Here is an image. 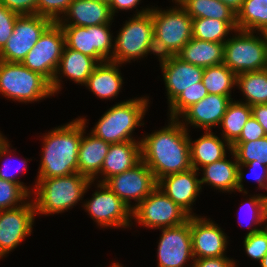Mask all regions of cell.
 <instances>
[{"mask_svg": "<svg viewBox=\"0 0 267 267\" xmlns=\"http://www.w3.org/2000/svg\"><path fill=\"white\" fill-rule=\"evenodd\" d=\"M198 175L194 168L167 175L158 181V188L190 216H195L192 206L202 191Z\"/></svg>", "mask_w": 267, "mask_h": 267, "instance_id": "obj_20", "label": "cell"}, {"mask_svg": "<svg viewBox=\"0 0 267 267\" xmlns=\"http://www.w3.org/2000/svg\"><path fill=\"white\" fill-rule=\"evenodd\" d=\"M154 49L158 59L176 56L192 39V18L179 5L162 9L153 6Z\"/></svg>", "mask_w": 267, "mask_h": 267, "instance_id": "obj_6", "label": "cell"}, {"mask_svg": "<svg viewBox=\"0 0 267 267\" xmlns=\"http://www.w3.org/2000/svg\"><path fill=\"white\" fill-rule=\"evenodd\" d=\"M190 215L158 187L132 210V220L142 227L161 229L187 222Z\"/></svg>", "mask_w": 267, "mask_h": 267, "instance_id": "obj_9", "label": "cell"}, {"mask_svg": "<svg viewBox=\"0 0 267 267\" xmlns=\"http://www.w3.org/2000/svg\"><path fill=\"white\" fill-rule=\"evenodd\" d=\"M151 7L136 9L114 37V50L112 62L119 64L138 61L148 56L155 55L153 19Z\"/></svg>", "mask_w": 267, "mask_h": 267, "instance_id": "obj_5", "label": "cell"}, {"mask_svg": "<svg viewBox=\"0 0 267 267\" xmlns=\"http://www.w3.org/2000/svg\"><path fill=\"white\" fill-rule=\"evenodd\" d=\"M185 1H186V0H174V1L172 0L173 3H175L176 5H179V6H180L181 4H183Z\"/></svg>", "mask_w": 267, "mask_h": 267, "instance_id": "obj_52", "label": "cell"}, {"mask_svg": "<svg viewBox=\"0 0 267 267\" xmlns=\"http://www.w3.org/2000/svg\"><path fill=\"white\" fill-rule=\"evenodd\" d=\"M202 83L208 94L231 96V90L237 84V74L223 63L210 66L204 68Z\"/></svg>", "mask_w": 267, "mask_h": 267, "instance_id": "obj_33", "label": "cell"}, {"mask_svg": "<svg viewBox=\"0 0 267 267\" xmlns=\"http://www.w3.org/2000/svg\"><path fill=\"white\" fill-rule=\"evenodd\" d=\"M263 70L267 73V55H266L265 67Z\"/></svg>", "mask_w": 267, "mask_h": 267, "instance_id": "obj_54", "label": "cell"}, {"mask_svg": "<svg viewBox=\"0 0 267 267\" xmlns=\"http://www.w3.org/2000/svg\"><path fill=\"white\" fill-rule=\"evenodd\" d=\"M251 115L258 121L267 136V104L251 106Z\"/></svg>", "mask_w": 267, "mask_h": 267, "instance_id": "obj_48", "label": "cell"}, {"mask_svg": "<svg viewBox=\"0 0 267 267\" xmlns=\"http://www.w3.org/2000/svg\"><path fill=\"white\" fill-rule=\"evenodd\" d=\"M245 168L250 171L246 172L244 170ZM245 172L254 178L253 180H255L256 183L258 184L257 189L267 190V166L264 163H261L260 161H251L247 164H239L237 192L244 193V195L246 196L248 194V191L245 190L244 185H243V180L247 178L245 177V174H246Z\"/></svg>", "mask_w": 267, "mask_h": 267, "instance_id": "obj_40", "label": "cell"}, {"mask_svg": "<svg viewBox=\"0 0 267 267\" xmlns=\"http://www.w3.org/2000/svg\"><path fill=\"white\" fill-rule=\"evenodd\" d=\"M251 116V106L239 100H232L219 125L222 130L221 137L232 145L242 132L245 123Z\"/></svg>", "mask_w": 267, "mask_h": 267, "instance_id": "obj_31", "label": "cell"}, {"mask_svg": "<svg viewBox=\"0 0 267 267\" xmlns=\"http://www.w3.org/2000/svg\"><path fill=\"white\" fill-rule=\"evenodd\" d=\"M31 197L21 185L0 178V210L22 206Z\"/></svg>", "mask_w": 267, "mask_h": 267, "instance_id": "obj_38", "label": "cell"}, {"mask_svg": "<svg viewBox=\"0 0 267 267\" xmlns=\"http://www.w3.org/2000/svg\"><path fill=\"white\" fill-rule=\"evenodd\" d=\"M111 25L112 23L87 27L61 26L65 34V45L94 58L98 63L111 61L114 50Z\"/></svg>", "mask_w": 267, "mask_h": 267, "instance_id": "obj_10", "label": "cell"}, {"mask_svg": "<svg viewBox=\"0 0 267 267\" xmlns=\"http://www.w3.org/2000/svg\"><path fill=\"white\" fill-rule=\"evenodd\" d=\"M260 267H267V253L265 254V256L262 258L261 262L259 263Z\"/></svg>", "mask_w": 267, "mask_h": 267, "instance_id": "obj_50", "label": "cell"}, {"mask_svg": "<svg viewBox=\"0 0 267 267\" xmlns=\"http://www.w3.org/2000/svg\"><path fill=\"white\" fill-rule=\"evenodd\" d=\"M98 64L99 63L94 58L72 50L65 45L58 68L50 83L54 96L63 88V81L61 79L65 77L68 80L74 81L73 83L81 84L82 86L87 82L89 76Z\"/></svg>", "mask_w": 267, "mask_h": 267, "instance_id": "obj_21", "label": "cell"}, {"mask_svg": "<svg viewBox=\"0 0 267 267\" xmlns=\"http://www.w3.org/2000/svg\"><path fill=\"white\" fill-rule=\"evenodd\" d=\"M229 153H231L233 160H227L226 156L198 170L202 172V177L200 178L201 187L206 184L223 193L237 192L239 164L234 152L231 150Z\"/></svg>", "mask_w": 267, "mask_h": 267, "instance_id": "obj_25", "label": "cell"}, {"mask_svg": "<svg viewBox=\"0 0 267 267\" xmlns=\"http://www.w3.org/2000/svg\"><path fill=\"white\" fill-rule=\"evenodd\" d=\"M189 132L178 119L141 137V160L153 172L156 181L190 170Z\"/></svg>", "mask_w": 267, "mask_h": 267, "instance_id": "obj_1", "label": "cell"}, {"mask_svg": "<svg viewBox=\"0 0 267 267\" xmlns=\"http://www.w3.org/2000/svg\"><path fill=\"white\" fill-rule=\"evenodd\" d=\"M263 228H264L265 231L267 232V218H266V220H265V223H264V225H263Z\"/></svg>", "mask_w": 267, "mask_h": 267, "instance_id": "obj_55", "label": "cell"}, {"mask_svg": "<svg viewBox=\"0 0 267 267\" xmlns=\"http://www.w3.org/2000/svg\"><path fill=\"white\" fill-rule=\"evenodd\" d=\"M208 95L202 81L199 86L191 87L190 89L183 90L179 96L168 106L169 118L179 119V117L192 105L199 102Z\"/></svg>", "mask_w": 267, "mask_h": 267, "instance_id": "obj_37", "label": "cell"}, {"mask_svg": "<svg viewBox=\"0 0 267 267\" xmlns=\"http://www.w3.org/2000/svg\"><path fill=\"white\" fill-rule=\"evenodd\" d=\"M142 0H108L110 11L112 16L119 11H128L136 9L137 5L141 3Z\"/></svg>", "mask_w": 267, "mask_h": 267, "instance_id": "obj_47", "label": "cell"}, {"mask_svg": "<svg viewBox=\"0 0 267 267\" xmlns=\"http://www.w3.org/2000/svg\"><path fill=\"white\" fill-rule=\"evenodd\" d=\"M149 101V96H143L116 103L104 112L90 133L110 144L141 141V138L136 140L133 137V132L145 124L142 120L148 111Z\"/></svg>", "mask_w": 267, "mask_h": 267, "instance_id": "obj_4", "label": "cell"}, {"mask_svg": "<svg viewBox=\"0 0 267 267\" xmlns=\"http://www.w3.org/2000/svg\"><path fill=\"white\" fill-rule=\"evenodd\" d=\"M104 184L133 210L158 187L153 172L141 160L132 169L108 178ZM133 203H131L132 201ZM134 204V205H132Z\"/></svg>", "mask_w": 267, "mask_h": 267, "instance_id": "obj_13", "label": "cell"}, {"mask_svg": "<svg viewBox=\"0 0 267 267\" xmlns=\"http://www.w3.org/2000/svg\"><path fill=\"white\" fill-rule=\"evenodd\" d=\"M65 47V34L58 23H52L21 62L31 71L52 82Z\"/></svg>", "mask_w": 267, "mask_h": 267, "instance_id": "obj_12", "label": "cell"}, {"mask_svg": "<svg viewBox=\"0 0 267 267\" xmlns=\"http://www.w3.org/2000/svg\"><path fill=\"white\" fill-rule=\"evenodd\" d=\"M190 137L191 135H189L191 166L197 171L207 164L223 159L227 156L226 153L232 150L231 145L225 139L218 137L212 131H205L194 141Z\"/></svg>", "mask_w": 267, "mask_h": 267, "instance_id": "obj_26", "label": "cell"}, {"mask_svg": "<svg viewBox=\"0 0 267 267\" xmlns=\"http://www.w3.org/2000/svg\"><path fill=\"white\" fill-rule=\"evenodd\" d=\"M86 117H78L58 127L52 128L41 137L40 166L35 181L67 176L78 173V154L82 134L89 122Z\"/></svg>", "mask_w": 267, "mask_h": 267, "instance_id": "obj_2", "label": "cell"}, {"mask_svg": "<svg viewBox=\"0 0 267 267\" xmlns=\"http://www.w3.org/2000/svg\"><path fill=\"white\" fill-rule=\"evenodd\" d=\"M248 196H249V199L248 198L245 199L246 201L242 203L243 205L241 204V207L239 210L240 212H242L241 210H243L244 208V213L246 214L247 212V215H248V219H246L248 220V225L246 223V228H249L251 230H249V232L246 233V236L263 229L262 225H264L265 220H266V215H267V195L260 193V194H254V195H248ZM240 216L238 217V220H240L239 219ZM238 222L241 227L245 226V225L244 226L242 225L241 221H238Z\"/></svg>", "mask_w": 267, "mask_h": 267, "instance_id": "obj_35", "label": "cell"}, {"mask_svg": "<svg viewBox=\"0 0 267 267\" xmlns=\"http://www.w3.org/2000/svg\"><path fill=\"white\" fill-rule=\"evenodd\" d=\"M96 185L92 198L81 206L96 225L106 229L132 227V210L104 183L97 182Z\"/></svg>", "mask_w": 267, "mask_h": 267, "instance_id": "obj_11", "label": "cell"}, {"mask_svg": "<svg viewBox=\"0 0 267 267\" xmlns=\"http://www.w3.org/2000/svg\"><path fill=\"white\" fill-rule=\"evenodd\" d=\"M7 141V137H5L0 131V147Z\"/></svg>", "mask_w": 267, "mask_h": 267, "instance_id": "obj_51", "label": "cell"}, {"mask_svg": "<svg viewBox=\"0 0 267 267\" xmlns=\"http://www.w3.org/2000/svg\"><path fill=\"white\" fill-rule=\"evenodd\" d=\"M73 0H38L37 15L57 23L67 11Z\"/></svg>", "mask_w": 267, "mask_h": 267, "instance_id": "obj_42", "label": "cell"}, {"mask_svg": "<svg viewBox=\"0 0 267 267\" xmlns=\"http://www.w3.org/2000/svg\"><path fill=\"white\" fill-rule=\"evenodd\" d=\"M35 214L32 198L22 206L0 210V259L32 234Z\"/></svg>", "mask_w": 267, "mask_h": 267, "instance_id": "obj_15", "label": "cell"}, {"mask_svg": "<svg viewBox=\"0 0 267 267\" xmlns=\"http://www.w3.org/2000/svg\"><path fill=\"white\" fill-rule=\"evenodd\" d=\"M227 5L231 10H233L236 14L242 7V3L244 0H219Z\"/></svg>", "mask_w": 267, "mask_h": 267, "instance_id": "obj_49", "label": "cell"}, {"mask_svg": "<svg viewBox=\"0 0 267 267\" xmlns=\"http://www.w3.org/2000/svg\"><path fill=\"white\" fill-rule=\"evenodd\" d=\"M236 87L242 92L249 106L267 104V73L264 70L244 72L237 75Z\"/></svg>", "mask_w": 267, "mask_h": 267, "instance_id": "obj_30", "label": "cell"}, {"mask_svg": "<svg viewBox=\"0 0 267 267\" xmlns=\"http://www.w3.org/2000/svg\"><path fill=\"white\" fill-rule=\"evenodd\" d=\"M237 29L255 32L267 31V0H244L236 14Z\"/></svg>", "mask_w": 267, "mask_h": 267, "instance_id": "obj_32", "label": "cell"}, {"mask_svg": "<svg viewBox=\"0 0 267 267\" xmlns=\"http://www.w3.org/2000/svg\"><path fill=\"white\" fill-rule=\"evenodd\" d=\"M53 22L40 15H19L13 33L0 51V60L21 63Z\"/></svg>", "mask_w": 267, "mask_h": 267, "instance_id": "obj_14", "label": "cell"}, {"mask_svg": "<svg viewBox=\"0 0 267 267\" xmlns=\"http://www.w3.org/2000/svg\"><path fill=\"white\" fill-rule=\"evenodd\" d=\"M266 136L264 129L251 115L242 129L240 137L235 142H249L261 139Z\"/></svg>", "mask_w": 267, "mask_h": 267, "instance_id": "obj_44", "label": "cell"}, {"mask_svg": "<svg viewBox=\"0 0 267 267\" xmlns=\"http://www.w3.org/2000/svg\"><path fill=\"white\" fill-rule=\"evenodd\" d=\"M224 43L189 40L176 55L182 61L207 68L223 63Z\"/></svg>", "mask_w": 267, "mask_h": 267, "instance_id": "obj_28", "label": "cell"}, {"mask_svg": "<svg viewBox=\"0 0 267 267\" xmlns=\"http://www.w3.org/2000/svg\"><path fill=\"white\" fill-rule=\"evenodd\" d=\"M38 0H0V4L19 15H37Z\"/></svg>", "mask_w": 267, "mask_h": 267, "instance_id": "obj_45", "label": "cell"}, {"mask_svg": "<svg viewBox=\"0 0 267 267\" xmlns=\"http://www.w3.org/2000/svg\"><path fill=\"white\" fill-rule=\"evenodd\" d=\"M18 16L19 14L0 4V51L3 49L7 43V40L12 35Z\"/></svg>", "mask_w": 267, "mask_h": 267, "instance_id": "obj_43", "label": "cell"}, {"mask_svg": "<svg viewBox=\"0 0 267 267\" xmlns=\"http://www.w3.org/2000/svg\"><path fill=\"white\" fill-rule=\"evenodd\" d=\"M159 230L162 234L157 245V267H186L189 261L192 264L190 218L183 224ZM191 264L187 266L192 267Z\"/></svg>", "mask_w": 267, "mask_h": 267, "instance_id": "obj_16", "label": "cell"}, {"mask_svg": "<svg viewBox=\"0 0 267 267\" xmlns=\"http://www.w3.org/2000/svg\"><path fill=\"white\" fill-rule=\"evenodd\" d=\"M11 143H9V140H7L1 147H0V160H2L3 157H7V158H3L6 161L2 164V167H0V178L2 180H6V181H10V182H14L17 183L19 185H21L31 196H32V192L33 189L30 188L29 186H26V183H23L21 181V179L19 180L20 176H17L18 174H11L10 170H14L13 167L10 165V161L12 159V152H14L15 150L11 149V147H13ZM10 156V157H9ZM9 157V158H8ZM10 159V161L8 162V160ZM17 160V159H16ZM20 161V166L17 167V171L18 173H22L24 171V174L26 172V166H27V162L31 161L28 158L27 159H23L21 158ZM10 163V164H9ZM23 164V165H22ZM9 171V172H8Z\"/></svg>", "mask_w": 267, "mask_h": 267, "instance_id": "obj_39", "label": "cell"}, {"mask_svg": "<svg viewBox=\"0 0 267 267\" xmlns=\"http://www.w3.org/2000/svg\"><path fill=\"white\" fill-rule=\"evenodd\" d=\"M192 267H236V261L227 256L194 259Z\"/></svg>", "mask_w": 267, "mask_h": 267, "instance_id": "obj_46", "label": "cell"}, {"mask_svg": "<svg viewBox=\"0 0 267 267\" xmlns=\"http://www.w3.org/2000/svg\"><path fill=\"white\" fill-rule=\"evenodd\" d=\"M180 6L192 19H218L237 30L236 13L219 0H186Z\"/></svg>", "mask_w": 267, "mask_h": 267, "instance_id": "obj_29", "label": "cell"}, {"mask_svg": "<svg viewBox=\"0 0 267 267\" xmlns=\"http://www.w3.org/2000/svg\"><path fill=\"white\" fill-rule=\"evenodd\" d=\"M121 66L122 64L112 61L99 63L84 85L102 100L117 98L124 84L119 68Z\"/></svg>", "mask_w": 267, "mask_h": 267, "instance_id": "obj_24", "label": "cell"}, {"mask_svg": "<svg viewBox=\"0 0 267 267\" xmlns=\"http://www.w3.org/2000/svg\"><path fill=\"white\" fill-rule=\"evenodd\" d=\"M96 184L80 173L40 179L32 185L36 215L50 216L64 213L83 200L88 189Z\"/></svg>", "mask_w": 267, "mask_h": 267, "instance_id": "obj_3", "label": "cell"}, {"mask_svg": "<svg viewBox=\"0 0 267 267\" xmlns=\"http://www.w3.org/2000/svg\"><path fill=\"white\" fill-rule=\"evenodd\" d=\"M141 161V142L126 141L110 144L109 151L104 159L100 177L96 182L104 183L113 175L132 169Z\"/></svg>", "mask_w": 267, "mask_h": 267, "instance_id": "obj_23", "label": "cell"}, {"mask_svg": "<svg viewBox=\"0 0 267 267\" xmlns=\"http://www.w3.org/2000/svg\"><path fill=\"white\" fill-rule=\"evenodd\" d=\"M162 71L168 106L183 90L199 86L204 68L182 61L177 56H167L158 59Z\"/></svg>", "mask_w": 267, "mask_h": 267, "instance_id": "obj_18", "label": "cell"}, {"mask_svg": "<svg viewBox=\"0 0 267 267\" xmlns=\"http://www.w3.org/2000/svg\"><path fill=\"white\" fill-rule=\"evenodd\" d=\"M206 216H190L192 253L194 259L226 256L229 236Z\"/></svg>", "mask_w": 267, "mask_h": 267, "instance_id": "obj_17", "label": "cell"}, {"mask_svg": "<svg viewBox=\"0 0 267 267\" xmlns=\"http://www.w3.org/2000/svg\"><path fill=\"white\" fill-rule=\"evenodd\" d=\"M108 0H73L57 22L60 26H96L112 23Z\"/></svg>", "mask_w": 267, "mask_h": 267, "instance_id": "obj_22", "label": "cell"}, {"mask_svg": "<svg viewBox=\"0 0 267 267\" xmlns=\"http://www.w3.org/2000/svg\"><path fill=\"white\" fill-rule=\"evenodd\" d=\"M238 164L260 161L267 166V136L249 142H234L232 145Z\"/></svg>", "mask_w": 267, "mask_h": 267, "instance_id": "obj_36", "label": "cell"}, {"mask_svg": "<svg viewBox=\"0 0 267 267\" xmlns=\"http://www.w3.org/2000/svg\"><path fill=\"white\" fill-rule=\"evenodd\" d=\"M234 31L226 21L213 18L192 19V37L198 40L225 43Z\"/></svg>", "mask_w": 267, "mask_h": 267, "instance_id": "obj_34", "label": "cell"}, {"mask_svg": "<svg viewBox=\"0 0 267 267\" xmlns=\"http://www.w3.org/2000/svg\"><path fill=\"white\" fill-rule=\"evenodd\" d=\"M243 246L247 256L260 263L267 253V232L265 229L245 236Z\"/></svg>", "mask_w": 267, "mask_h": 267, "instance_id": "obj_41", "label": "cell"}, {"mask_svg": "<svg viewBox=\"0 0 267 267\" xmlns=\"http://www.w3.org/2000/svg\"><path fill=\"white\" fill-rule=\"evenodd\" d=\"M254 33L237 29L224 43L223 64L237 75L265 67L267 36L264 32Z\"/></svg>", "mask_w": 267, "mask_h": 267, "instance_id": "obj_8", "label": "cell"}, {"mask_svg": "<svg viewBox=\"0 0 267 267\" xmlns=\"http://www.w3.org/2000/svg\"><path fill=\"white\" fill-rule=\"evenodd\" d=\"M0 94L18 103H34L54 94L50 82L22 63L0 60Z\"/></svg>", "mask_w": 267, "mask_h": 267, "instance_id": "obj_7", "label": "cell"}, {"mask_svg": "<svg viewBox=\"0 0 267 267\" xmlns=\"http://www.w3.org/2000/svg\"><path fill=\"white\" fill-rule=\"evenodd\" d=\"M86 130L82 134L78 154V173L86 176L91 181L100 176L104 159L109 151L110 143L95 137Z\"/></svg>", "mask_w": 267, "mask_h": 267, "instance_id": "obj_27", "label": "cell"}, {"mask_svg": "<svg viewBox=\"0 0 267 267\" xmlns=\"http://www.w3.org/2000/svg\"><path fill=\"white\" fill-rule=\"evenodd\" d=\"M110 267H124L122 264H119V262H113Z\"/></svg>", "mask_w": 267, "mask_h": 267, "instance_id": "obj_53", "label": "cell"}, {"mask_svg": "<svg viewBox=\"0 0 267 267\" xmlns=\"http://www.w3.org/2000/svg\"><path fill=\"white\" fill-rule=\"evenodd\" d=\"M231 97L208 94L189 107L178 120L188 131H190L189 126L194 129L200 128L205 131H212V128L219 127L221 124L227 106L233 100Z\"/></svg>", "mask_w": 267, "mask_h": 267, "instance_id": "obj_19", "label": "cell"}]
</instances>
